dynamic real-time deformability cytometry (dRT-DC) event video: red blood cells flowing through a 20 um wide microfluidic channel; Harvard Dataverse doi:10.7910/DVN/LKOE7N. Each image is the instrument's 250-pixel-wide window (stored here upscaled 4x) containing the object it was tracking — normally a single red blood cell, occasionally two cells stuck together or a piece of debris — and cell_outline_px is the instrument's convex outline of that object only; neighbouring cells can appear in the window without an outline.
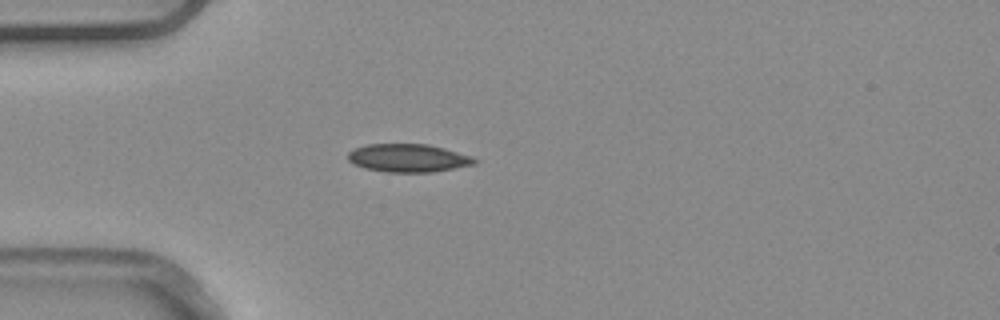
{"species": "common noctule bat (a hibernating species)", "species_latin": "Nyctalus noctula", "temperature_condition": "warm", "stored_images_in_passage": 5, "camera_frame_rate_fps": 3000, "um_per_image_px": 0.085, "animal": {"sex": "male", "body_mass_g": 20.4}, "frame": {"image": 1, "passage_image": 4, "time_ms": 1.0, "image_size_px": [1000, 320], "cell_outline_px": [[480, 160], [476, 164], [432, 172], [384, 172], [364, 168], [352, 164], [348, 160], [348, 152], [352, 148], [364, 144], [428, 144], [444, 148], [472, 156]], "centroid_in_image_um": [34.67, 13.43], "position_along_channel_um": 50.3, "area_um2": 21.04}}